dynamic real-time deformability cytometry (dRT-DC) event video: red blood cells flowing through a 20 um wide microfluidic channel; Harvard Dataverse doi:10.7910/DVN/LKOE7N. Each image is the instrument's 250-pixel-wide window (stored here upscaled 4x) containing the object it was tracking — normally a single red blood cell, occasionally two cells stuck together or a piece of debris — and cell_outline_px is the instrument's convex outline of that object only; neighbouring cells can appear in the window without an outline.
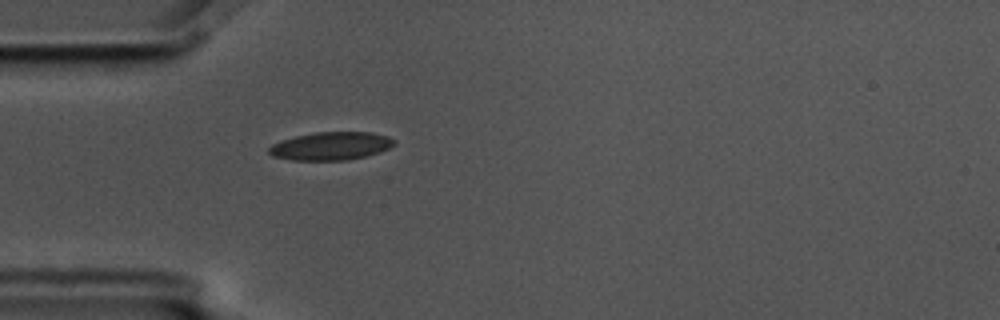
{"species": "common noctule bat (a hibernating species)", "species_latin": "Nyctalus noctula", "temperature_condition": "cold", "stored_images_in_passage": 5, "camera_frame_rate_fps": 3000, "um_per_image_px": 0.085, "animal": {"sex": "male", "body_mass_g": 17.5, "forearm_length_mm": 52.3}, "frame": {"image": 1, "passage_image": 5, "time_ms": 1.333, "image_size_px": [1000, 320], "cell_outline_px": [[396, 144], [380, 152], [348, 160], [292, 160], [272, 156], [268, 152], [268, 148], [272, 144], [280, 140], [296, 136], [316, 132], [372, 132], [388, 136], [396, 140]], "centroid_in_image_um": [28.13, 12.41], "position_along_channel_um": 56.9, "area_um2": 20.58}}